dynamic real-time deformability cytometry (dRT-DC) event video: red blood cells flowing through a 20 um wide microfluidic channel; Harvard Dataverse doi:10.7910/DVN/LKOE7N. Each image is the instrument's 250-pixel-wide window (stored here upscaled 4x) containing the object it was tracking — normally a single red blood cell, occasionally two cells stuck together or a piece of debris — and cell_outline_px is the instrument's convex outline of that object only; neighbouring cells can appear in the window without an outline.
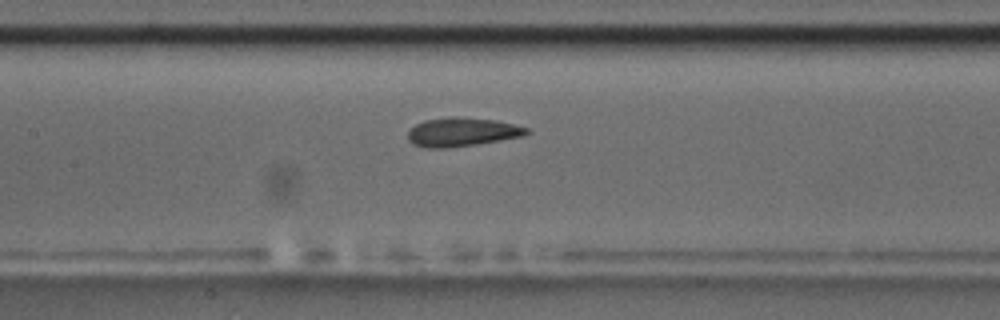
{"species": "common noctule bat (a hibernating species)", "species_latin": "Nyctalus noctula", "temperature_condition": "room temperature", "stored_images_in_passage": 29, "camera_frame_rate_fps": 3000, "um_per_image_px": 0.085, "animal": {"sex": "male", "body_mass_g": 17.5, "forearm_length_mm": 52.3}, "frame": {"image": 1, "passage_image": 9, "time_ms": 2.667, "image_size_px": [1000, 320], "cell_outline_px": [[532, 132], [524, 136], [476, 144], [448, 148], [424, 148], [412, 144], [408, 140], [408, 132], [416, 124], [424, 120], [448, 116], [456, 116], [496, 120], [528, 128]], "centroid_in_image_um": [39.26, 11.22], "position_along_channel_um": 168.1, "area_um2": 20.11}}
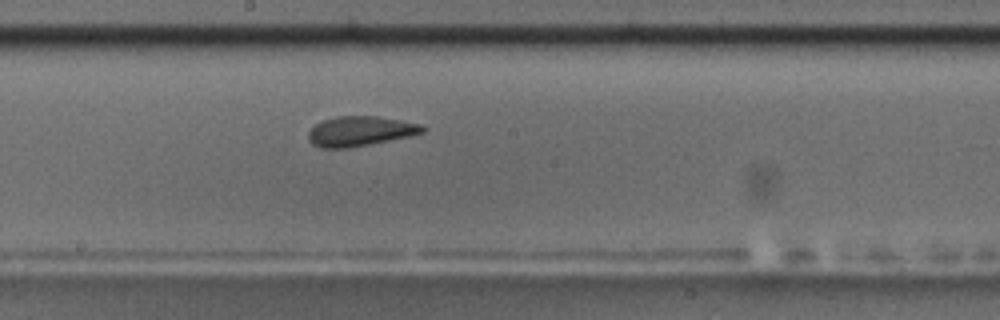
{"frame": {"image": 2, "passage_image": 13, "time_ms": 4.0, "image_size_px": [1000, 320], "cell_outline_px": [[428, 128], [424, 132], [412, 136], [348, 148], [320, 148], [312, 144], [308, 140], [308, 132], [320, 120], [336, 116], [376, 116], [400, 120], [420, 124]], "centroid_in_image_um": [30.61, 11.15], "position_along_channel_um": 217.6, "area_um2": 20.06}, "authors_computed_cell_mechanics": {"area_um2": 19.8832, "velocity_mm_per_s": 3.7398, "shape_relaxation_time_tau1_ms": 4.4771, "shape_relaxation_time_tau2_ms": 1.3189, "deformation_change_tau1": 0.1466, "deformation_change_tau2": 0.0734}}